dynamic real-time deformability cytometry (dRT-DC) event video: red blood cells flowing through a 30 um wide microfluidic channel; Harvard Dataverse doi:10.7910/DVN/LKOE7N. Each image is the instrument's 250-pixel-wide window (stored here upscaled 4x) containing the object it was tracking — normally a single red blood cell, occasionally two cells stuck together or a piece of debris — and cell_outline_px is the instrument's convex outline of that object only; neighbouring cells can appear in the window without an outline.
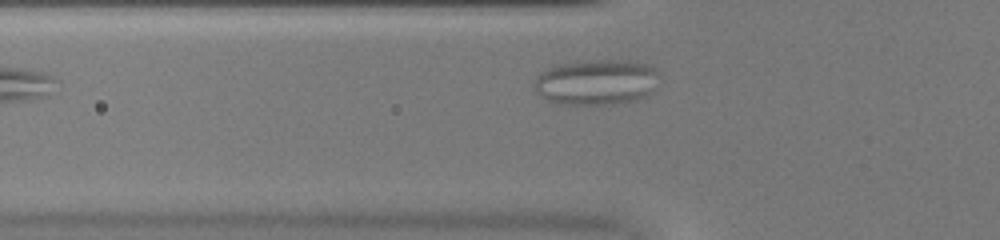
{"species": "common noctule bat (a hibernating species)", "species_latin": "Nyctalus noctula", "temperature_condition": "warm", "stored_images_in_passage": 38, "camera_frame_rate_fps": 3000, "um_per_image_px": 0.085, "animal": {"sex": "female", "body_mass_g": 20.0, "forearm_length_mm": 54.0}, "frame": {"image": 1, "passage_image": 4, "time_ms": 1.0, "image_size_px": [1000, 240], "cell_outline_px": [[656, 72], [648, 92], [644, 96], [636, 100], [612, 104], [556, 104], [540, 96], [532, 88], [532, 84], [536, 76], [540, 72], [552, 64], [584, 60], [636, 60], [652, 64], [656, 68]], "centroid_in_image_um": [50.56, 6.95], "position_along_channel_um": 75.2, "area_um2": 33.47}}
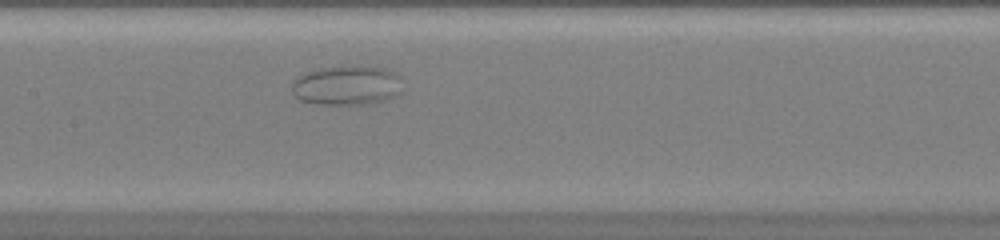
{"frame": {"image": 2, "passage_image": 12, "time_ms": 3.667, "image_size_px": [1000, 240], "cell_outline_px": [[400, 92], [384, 100], [372, 104], [316, 104], [296, 100], [292, 96], [292, 80], [308, 72], [320, 68], [384, 68], [396, 72], [400, 76]], "centroid_in_image_um": [29.43, 7.3], "position_along_channel_um": 178.0, "area_um2": 25.09}}
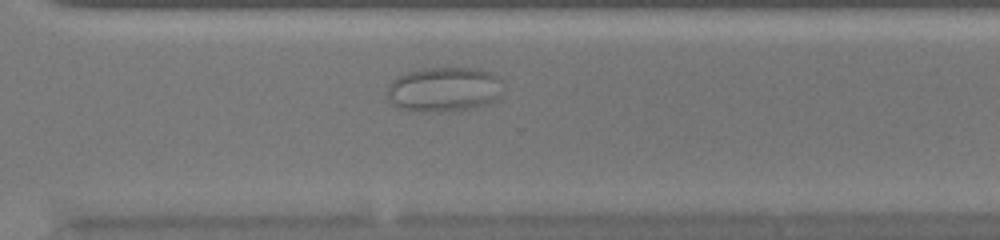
{"frame": {"image": 3, "passage_image": 24, "time_ms": 7.667, "image_size_px": [1000, 240], "cell_outline_px": [[504, 92], [500, 96], [488, 104], [468, 108], [424, 112], [420, 112], [404, 108], [396, 104], [388, 96], [388, 84], [396, 76], [404, 72], [424, 68], [472, 68], [492, 72], [504, 84]], "centroid_in_image_um": [37.78, 7.56], "position_along_channel_um": 332.8, "area_um2": 30.06}}